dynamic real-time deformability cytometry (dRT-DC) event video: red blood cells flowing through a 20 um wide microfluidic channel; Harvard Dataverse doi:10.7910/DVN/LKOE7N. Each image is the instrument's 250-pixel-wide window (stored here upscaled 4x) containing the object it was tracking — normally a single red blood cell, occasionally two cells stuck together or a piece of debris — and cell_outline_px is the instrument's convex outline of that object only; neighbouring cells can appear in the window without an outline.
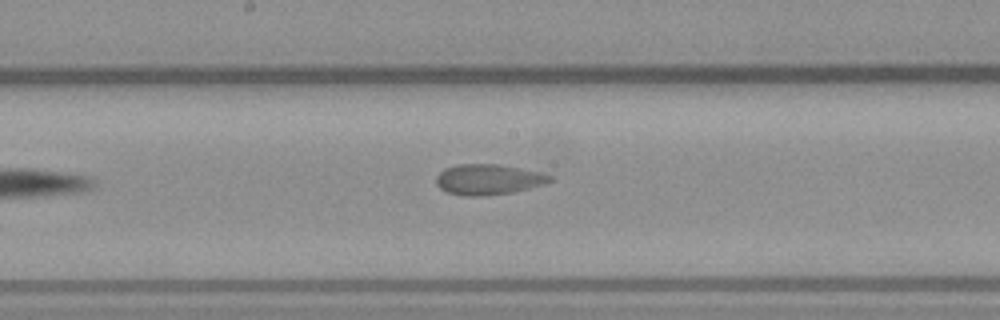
{"species": "common noctule bat (a hibernating species)", "species_latin": "Nyctalus noctula", "temperature_condition": "warm", "stored_images_in_passage": 5, "camera_frame_rate_fps": 3000, "um_per_image_px": 0.085, "animal": {"sex": "male", "body_mass_g": 23.1, "forearm_length_mm": 52.7}, "frame": {"image": 1, "passage_image": 5, "time_ms": 5.667, "image_size_px": [1000, 320], "cell_outline_px": [[552, 180], [544, 184], [512, 192], [484, 196], [468, 196], [448, 192], [440, 188], [436, 184], [436, 176], [444, 168], [456, 164], [496, 164], [520, 168], [540, 172], [552, 176]], "centroid_in_image_um": [41.48, 15.25], "position_along_channel_um": 206.7, "area_um2": 20.11}}